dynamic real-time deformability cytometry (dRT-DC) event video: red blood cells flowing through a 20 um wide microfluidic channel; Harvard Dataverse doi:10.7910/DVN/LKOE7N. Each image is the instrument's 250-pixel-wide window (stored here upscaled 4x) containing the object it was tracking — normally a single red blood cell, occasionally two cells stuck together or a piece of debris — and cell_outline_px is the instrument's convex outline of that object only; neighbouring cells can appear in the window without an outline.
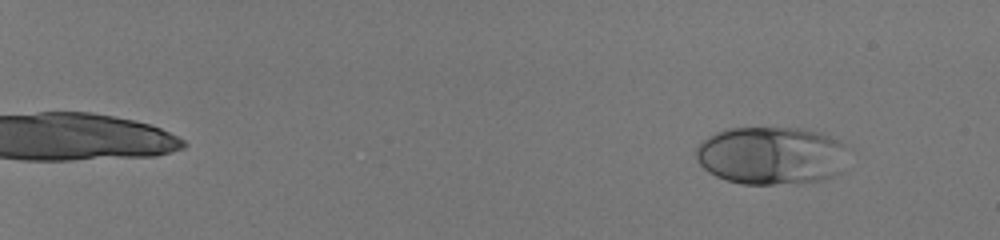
{"species": "human", "species_latin": "Homo sapiens", "temperature_condition": "room temperature", "stored_images_in_passage": 56, "camera_frame_rate_fps": 3000, "um_per_image_px": 0.085, "donor": {"sex": "male"}, "frame": {"image": 1, "passage_image": 5, "time_ms": 1.333, "image_size_px": [1000, 240], "cell_outline_px": [[844, 144], [840, 172], [824, 180], [772, 184], [740, 184], [716, 176], [708, 172], [696, 160], [696, 148], [708, 136], [716, 132], [728, 128], [800, 128], [820, 132], [840, 140]], "centroid_in_image_um": [65.5, 13.21], "position_along_channel_um": 19.5, "area_um2": 51.04}}
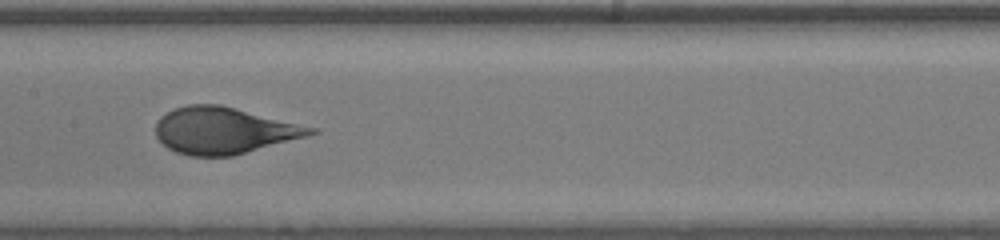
{"frame": {"image": 2, "passage_image": 34, "time_ms": 11.0, "image_size_px": [1000, 240], "cell_outline_px": [[320, 132], [308, 136], [232, 156], [188, 156], [176, 152], [168, 148], [156, 136], [156, 120], [160, 116], [176, 108], [188, 104], [220, 104], [320, 128]], "centroid_in_image_um": [19.07, 11.09], "position_along_channel_um": 188.3, "area_um2": 42.31}}
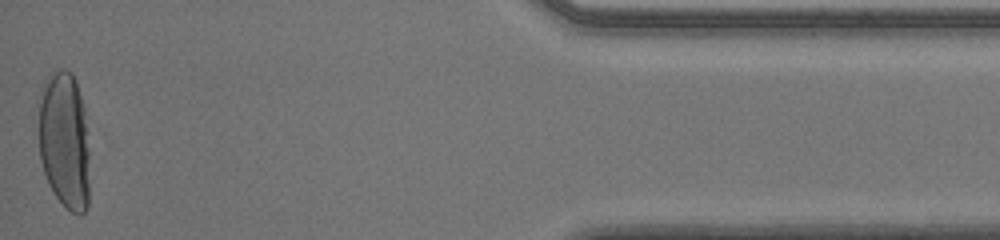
{"frame": {"image": 3, "passage_image": 56, "time_ms": 18.333, "image_size_px": [1000, 240], "cell_outline_px": [[88, 208], [80, 216], [64, 208], [48, 184], [40, 160], [40, 100], [44, 80], [56, 68], [64, 68], [72, 72], [76, 80], [84, 108], [88, 148]], "centroid_in_image_um": [5.49, 11.94], "position_along_channel_um": 429.7, "area_um2": 41.04}}